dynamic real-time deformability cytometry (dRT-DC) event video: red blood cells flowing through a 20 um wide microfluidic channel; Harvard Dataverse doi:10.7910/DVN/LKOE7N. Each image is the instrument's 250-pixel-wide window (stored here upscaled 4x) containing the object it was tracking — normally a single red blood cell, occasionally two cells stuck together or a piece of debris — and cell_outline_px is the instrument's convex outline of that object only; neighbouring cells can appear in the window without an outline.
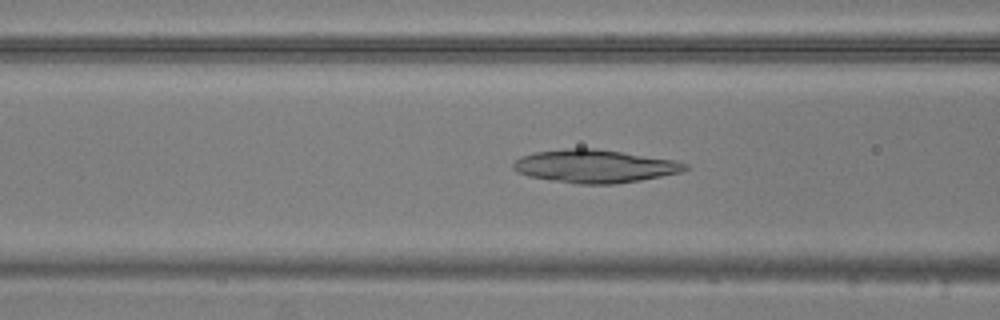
{"species": "common noctule bat (a hibernating species)", "species_latin": "Nyctalus noctula", "temperature_condition": "warm", "stored_images_in_passage": 52, "camera_frame_rate_fps": 3000, "um_per_image_px": 0.085, "animal": {"sex": "male", "body_mass_g": 20.5, "forearm_length_mm": 52.5}, "frame": {"image": 1, "passage_image": 19, "time_ms": 6.0, "image_size_px": [1000, 320], "cell_outline_px": [[688, 168], [680, 172], [640, 180], [616, 184], [580, 184], [548, 180], [528, 176], [516, 172], [512, 168], [512, 164], [520, 156], [536, 152], [564, 148], [596, 148], [676, 160], [688, 164]], "centroid_in_image_um": [50.52, 14.12], "position_along_channel_um": 116.1, "area_um2": 33.23}}
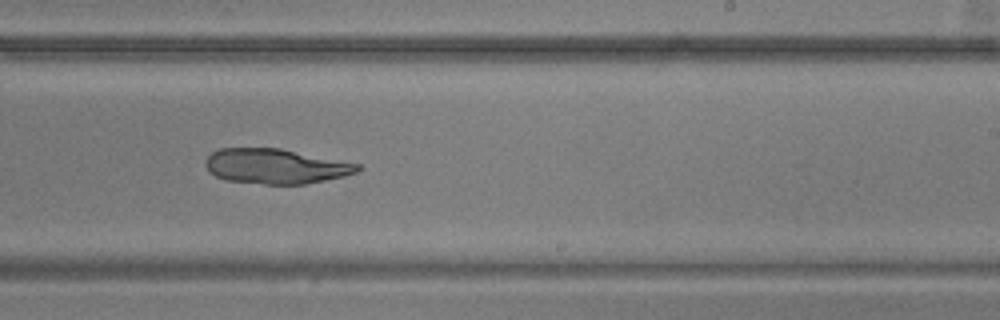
{"frame": {"image": 2, "passage_image": 31, "time_ms": 10.0, "image_size_px": [1000, 320], "cell_outline_px": [[364, 168], [356, 172], [344, 176], [304, 184], [264, 184], [224, 180], [216, 176], [208, 168], [204, 160], [212, 152], [220, 148], [280, 148], [360, 164]], "centroid_in_image_um": [23.44, 14.13], "position_along_channel_um": 265.6, "area_um2": 30.87}}
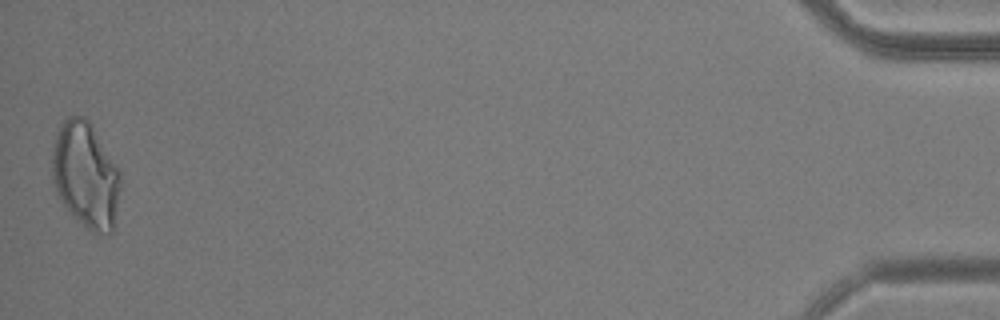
{"frame": {"image": 3, "passage_image": 52, "time_ms": 17.0, "image_size_px": [1000, 320], "cell_outline_px": [[120, 184], [112, 232], [96, 236], [64, 204], [52, 180], [52, 156], [56, 132], [60, 124], [68, 116], [84, 116], [88, 120], [120, 172]], "centroid_in_image_um": [7.27, 14.86], "position_along_channel_um": 427.9, "area_um2": 41.21}}